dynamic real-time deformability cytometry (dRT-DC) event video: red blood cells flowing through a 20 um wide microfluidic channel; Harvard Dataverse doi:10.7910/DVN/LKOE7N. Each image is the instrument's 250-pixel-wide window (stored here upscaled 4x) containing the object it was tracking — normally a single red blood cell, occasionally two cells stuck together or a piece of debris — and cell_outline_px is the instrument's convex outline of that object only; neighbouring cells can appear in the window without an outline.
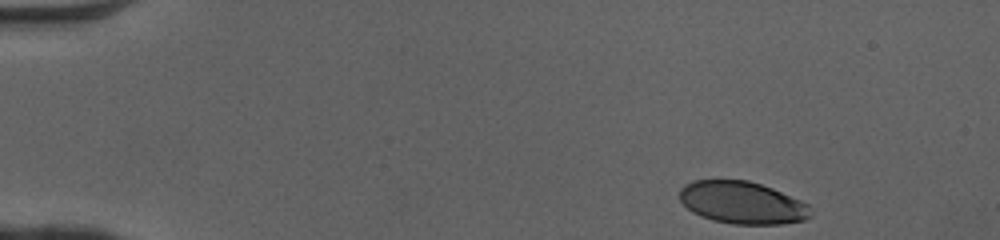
{"species": "human", "species_latin": "Homo sapiens", "temperature_condition": "cold", "stored_images_in_passage": 42, "camera_frame_rate_fps": 3000, "um_per_image_px": 0.085, "donor": {"sex": "female"}, "frame": {"image": 1, "passage_image": 1, "time_ms": 0.0, "image_size_px": [1000, 240], "cell_outline_px": [[812, 216], [804, 220], [780, 224], [732, 224], [712, 220], [700, 216], [692, 212], [680, 200], [680, 188], [684, 184], [692, 180], [748, 180], [772, 188], [800, 200], [808, 204], [812, 208]], "centroid_in_image_um": [63.09, 17.23], "position_along_channel_um": 21.9, "area_um2": 32.48}}
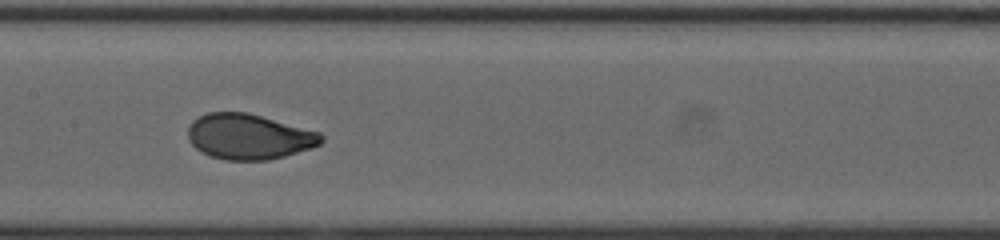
{"frame": {"image": 2, "passage_image": 21, "time_ms": 6.667, "image_size_px": [1000, 240], "cell_outline_px": [[324, 140], [320, 144], [312, 148], [284, 156], [268, 160], [224, 160], [200, 152], [188, 140], [188, 124], [192, 120], [208, 112], [248, 112], [320, 132], [324, 136]], "centroid_in_image_um": [21.15, 11.61], "position_along_channel_um": 186.2, "area_um2": 35.49}}
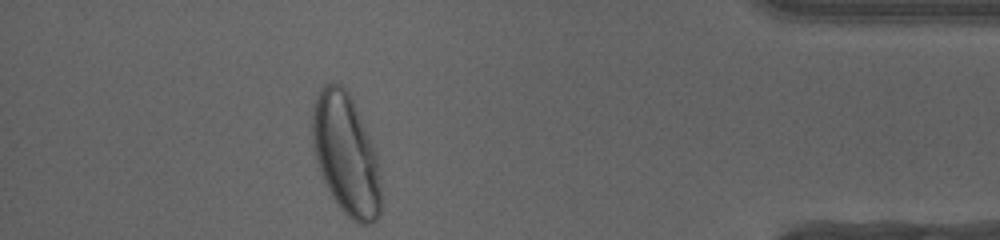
{"frame": {"image": 3, "passage_image": 40, "time_ms": 13.0, "image_size_px": [1000, 240], "cell_outline_px": [[380, 216], [372, 224], [360, 224], [352, 220], [340, 208], [332, 196], [324, 180], [312, 144], [312, 108], [316, 96], [320, 88], [328, 84], [340, 84], [348, 92], [376, 148], [380, 164]], "centroid_in_image_um": [29.43, 13.14], "position_along_channel_um": 405.8, "area_um2": 48.38}, "authors_computed_cell_mechanics": {"area_um2": 35.3158, "velocity_mm_per_s": 4.0801, "shape_relaxation_time_tau1_ms": 2.8331, "shape_relaxation_time_tau2_ms": null, "deformation_change_tau1": 0.1548, "deformation_change_tau2": null}}